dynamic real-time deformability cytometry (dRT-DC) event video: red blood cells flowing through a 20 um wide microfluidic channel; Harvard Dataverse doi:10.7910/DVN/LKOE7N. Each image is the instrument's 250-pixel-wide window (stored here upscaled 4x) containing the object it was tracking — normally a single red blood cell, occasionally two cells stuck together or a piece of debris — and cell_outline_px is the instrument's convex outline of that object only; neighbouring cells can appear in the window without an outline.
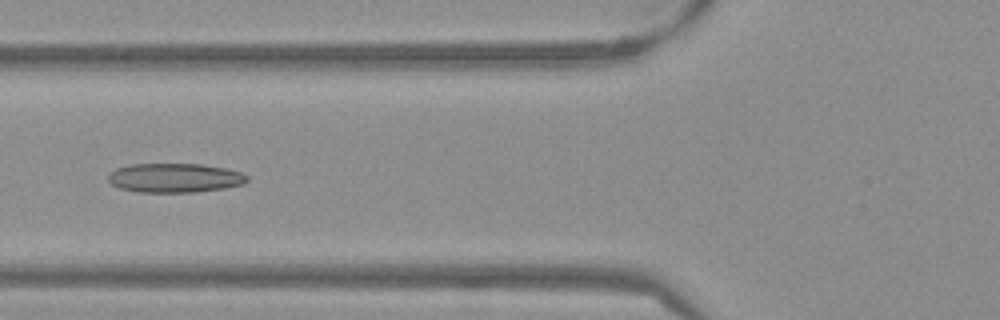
{"species": "Egyptian fruit bat (a non-hibernating species)", "species_latin": "Rousettus aegyptiacus", "temperature_condition": "warm", "stored_images_in_passage": 41, "camera_frame_rate_fps": 3000, "um_per_image_px": 0.085, "frame": {"image": 1, "passage_image": 9, "time_ms": 2.667, "image_size_px": [1000, 320], "cell_outline_px": [[248, 180], [244, 184], [224, 188], [196, 192], [140, 192], [120, 188], [112, 184], [108, 180], [108, 176], [116, 168], [128, 164], [204, 164], [228, 168], [240, 172], [248, 176]], "centroid_in_image_um": [14.88, 15.11], "position_along_channel_um": 110.9, "area_um2": 23.76}}
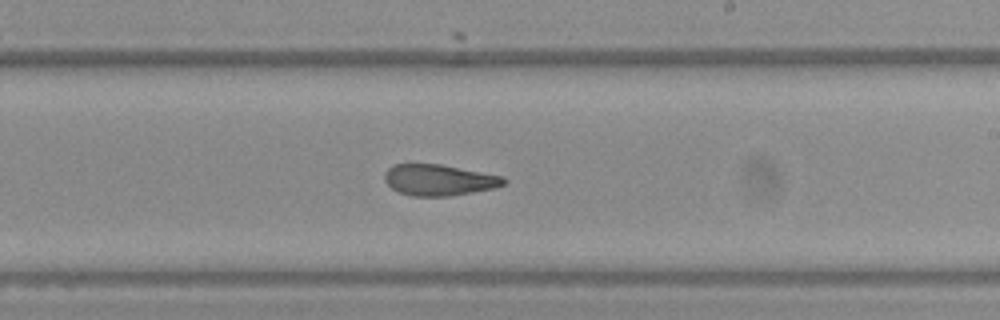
{"frame": {"image": 2, "passage_image": 20, "time_ms": 6.333, "image_size_px": [1000, 320], "cell_outline_px": [[508, 180], [504, 184], [492, 188], [472, 192], [448, 196], [412, 196], [400, 192], [392, 188], [384, 180], [384, 172], [392, 164], [440, 164], [504, 176]], "centroid_in_image_um": [37.3, 15.29], "position_along_channel_um": 251.7, "area_um2": 21.56}}
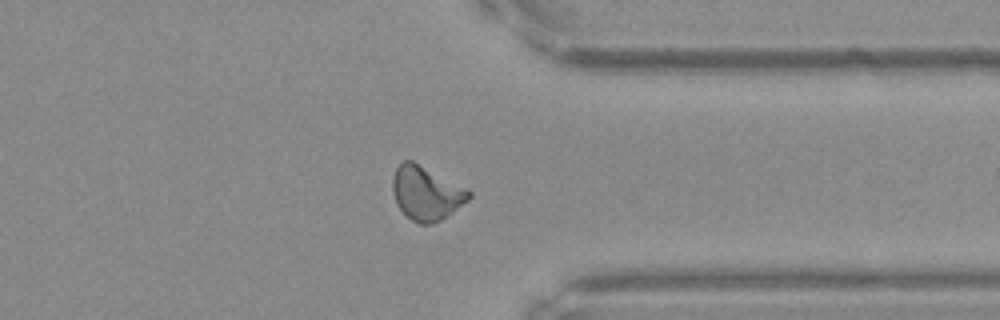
{"frame": {"image": 3, "passage_image": 30, "time_ms": 9.667, "image_size_px": [1000, 320], "cell_outline_px": [[472, 196], [468, 200], [440, 220], [432, 224], [420, 224], [412, 220], [396, 204], [392, 192], [392, 176], [396, 168], [404, 160], [412, 160], [468, 188], [472, 192]], "centroid_in_image_um": [36.23, 16.4], "position_along_channel_um": 375.2, "area_um2": 23.93}, "authors_computed_cell_mechanics": {"area_um2": 22.7154, "velocity_mm_per_s": 3.83, "shape_relaxation_time_tau1_ms": null, "shape_relaxation_time_tau2_ms": 3.0275, "deformation_change_tau1": null, "deformation_change_tau2": 0.1126}}